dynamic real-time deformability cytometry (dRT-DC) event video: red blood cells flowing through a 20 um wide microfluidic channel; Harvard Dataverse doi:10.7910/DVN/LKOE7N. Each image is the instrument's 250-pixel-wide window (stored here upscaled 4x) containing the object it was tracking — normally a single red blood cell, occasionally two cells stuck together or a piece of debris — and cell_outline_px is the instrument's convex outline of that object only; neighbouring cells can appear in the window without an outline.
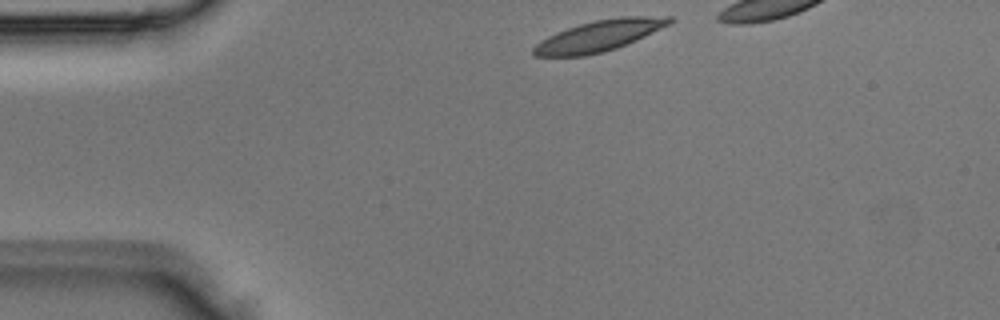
{"species": "Egyptian fruit bat (a non-hibernating species)", "species_latin": "Rousettus aegyptiacus", "temperature_condition": "room temperature", "stored_images_in_passage": 2, "camera_frame_rate_fps": 3000, "um_per_image_px": 0.085, "animal": {"sex": "male"}, "frame": {"image": 1, "passage_image": 1, "time_ms": 0.0, "image_size_px": [1000, 320], "cell_outline_px": [[676, 20], [628, 44], [604, 52], [584, 56], [536, 56], [532, 52], [532, 48], [536, 44], [548, 36], [556, 32], [580, 24], [596, 20], [620, 16], [672, 16]], "centroid_in_image_um": [50.94, 3.04], "position_along_channel_um": 34.1, "area_um2": 24.39}}